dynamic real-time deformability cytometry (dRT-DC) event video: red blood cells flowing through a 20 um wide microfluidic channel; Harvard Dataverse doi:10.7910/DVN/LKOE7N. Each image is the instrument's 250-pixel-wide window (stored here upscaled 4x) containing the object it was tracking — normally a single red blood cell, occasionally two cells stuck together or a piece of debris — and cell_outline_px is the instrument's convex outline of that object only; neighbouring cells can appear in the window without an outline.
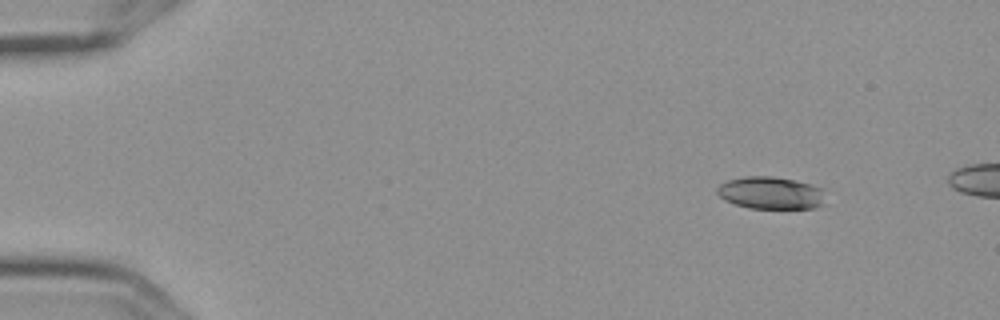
{"species": "Egyptian fruit bat (a non-hibernating species)", "species_latin": "Rousettus aegyptiacus", "temperature_condition": "cold", "stored_images_in_passage": 3, "camera_frame_rate_fps": 3000, "um_per_image_px": 0.085, "frame": {"image": 1, "passage_image": 1, "time_ms": 0.0, "image_size_px": [1000, 320], "cell_outline_px": [[820, 204], [816, 208], [748, 208], [724, 200], [716, 192], [716, 188], [720, 184], [728, 180], [744, 176], [772, 176], [796, 180], [820, 188]], "centroid_in_image_um": [65.4, 16.39], "position_along_channel_um": 19.6, "area_um2": 20.0}}